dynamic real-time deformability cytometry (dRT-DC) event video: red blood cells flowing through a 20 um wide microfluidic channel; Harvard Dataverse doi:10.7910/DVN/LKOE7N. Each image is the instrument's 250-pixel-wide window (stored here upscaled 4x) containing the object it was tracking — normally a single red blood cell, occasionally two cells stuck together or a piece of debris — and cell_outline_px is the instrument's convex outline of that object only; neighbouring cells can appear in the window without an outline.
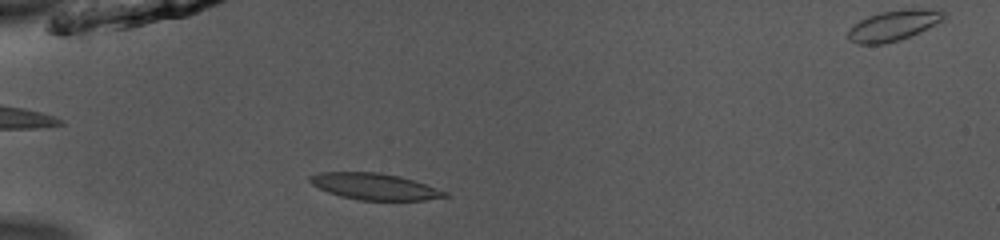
{"species": "common noctule bat (a hibernating species)", "species_latin": "Nyctalus noctula", "temperature_condition": "room temperature", "stored_images_in_passage": 48, "camera_frame_rate_fps": 3000, "um_per_image_px": 0.085, "animal": {"sex": "male", "body_mass_g": 13.0, "forearm_length_mm": 53.1}, "frame": {"image": 1, "passage_image": 13, "time_ms": 4.0, "image_size_px": [1000, 240], "cell_outline_px": [[452, 196], [424, 200], [360, 200], [340, 196], [328, 192], [312, 184], [308, 180], [308, 176], [320, 172], [380, 172], [400, 176], [448, 192]], "centroid_in_image_um": [31.84, 15.85], "position_along_channel_um": 53.2, "area_um2": 20.75}}
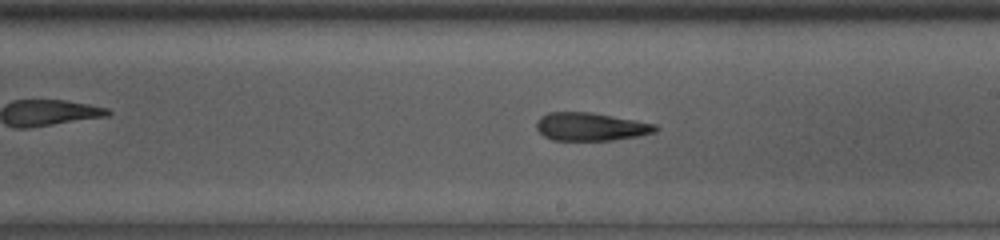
{"frame": {"image": 2, "passage_image": 28, "time_ms": 9.0, "image_size_px": [1000, 240], "cell_outline_px": [[660, 128], [656, 132], [636, 136], [612, 140], [552, 140], [544, 136], [536, 128], [536, 120], [540, 116], [548, 112], [588, 112], [636, 120], [656, 124]], "centroid_in_image_um": [50.19, 10.76], "position_along_channel_um": 238.8, "area_um2": 19.48}}
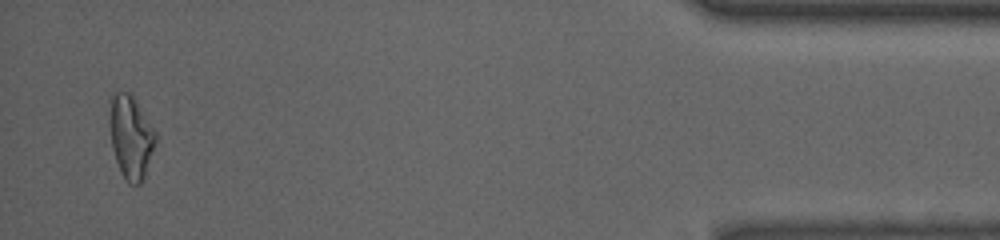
{"frame": {"image": 3, "passage_image": 47, "time_ms": 15.333, "image_size_px": [1000, 240], "cell_outline_px": [[156, 144], [144, 180], [140, 184], [128, 184], [124, 180], [120, 172], [112, 148], [112, 92], [132, 92], [156, 132]], "centroid_in_image_um": [11.18, 11.69], "position_along_channel_um": 424.0, "area_um2": 22.14}, "authors_computed_cell_mechanics": {"area_um2": 20.5768, "velocity_mm_per_s": 3.9725, "shape_relaxation_time_tau1_ms": null, "shape_relaxation_time_tau2_ms": 2.6813, "deformation_change_tau1": null, "deformation_change_tau2": 0.1162}}